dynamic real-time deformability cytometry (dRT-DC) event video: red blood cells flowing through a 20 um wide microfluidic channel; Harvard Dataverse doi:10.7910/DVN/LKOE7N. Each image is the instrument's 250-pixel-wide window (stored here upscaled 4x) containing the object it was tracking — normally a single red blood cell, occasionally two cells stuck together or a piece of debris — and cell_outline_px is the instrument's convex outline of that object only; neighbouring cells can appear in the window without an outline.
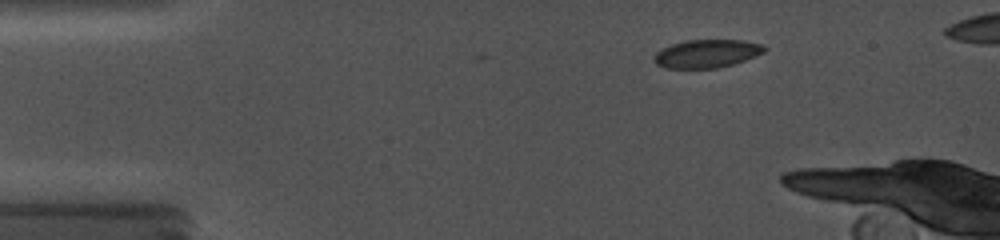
{"species": "common noctule bat (a hibernating species)", "species_latin": "Nyctalus noctula", "temperature_condition": "cold", "stored_images_in_passage": 45, "camera_frame_rate_fps": 5000, "um_per_image_px": 0.085, "animal": {"sex": "female", "body_mass_g": 19.0, "forearm_length_mm": 56.7}, "frame": {"image": 1, "passage_image": 9, "time_ms": 2.4, "image_size_px": [1000, 240], "cell_outline_px": [[768, 48], [764, 52], [756, 56], [732, 64], [716, 68], [668, 68], [656, 64], [656, 52], [672, 44], [688, 40], [744, 40], [764, 44]], "centroid_in_image_um": [60.15, 4.55], "position_along_channel_um": 24.8, "area_um2": 17.92}}
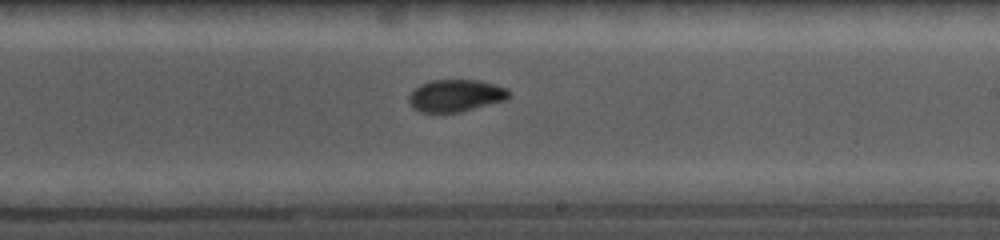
{"frame": {"image": 2, "passage_image": 35, "time_ms": 10.2, "image_size_px": [1000, 240], "cell_outline_px": [[508, 96], [504, 100], [460, 112], [420, 112], [412, 108], [408, 100], [408, 96], [420, 84], [432, 80], [480, 80], [504, 88], [508, 92]], "centroid_in_image_um": [38.66, 8.13], "position_along_channel_um": 250.3, "area_um2": 18.44}}
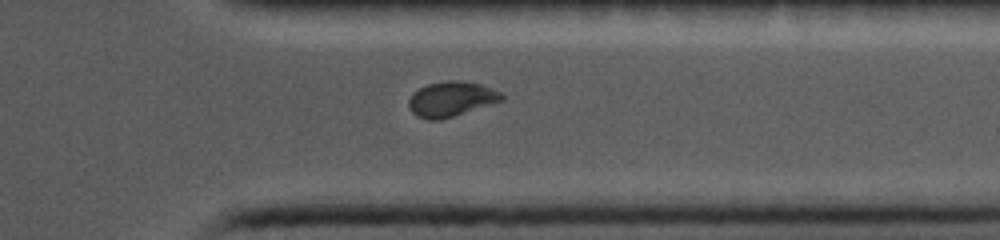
{"frame": {"image": 3, "passage_image": 44, "time_ms": 13.4, "image_size_px": [1000, 240], "cell_outline_px": [[504, 100], [440, 120], [428, 120], [416, 116], [408, 108], [408, 100], [412, 92], [428, 84], [448, 80], [464, 80], [480, 84], [492, 88], [500, 92], [504, 96]], "centroid_in_image_um": [38.33, 8.41], "position_along_channel_um": 373.1, "area_um2": 19.07}}